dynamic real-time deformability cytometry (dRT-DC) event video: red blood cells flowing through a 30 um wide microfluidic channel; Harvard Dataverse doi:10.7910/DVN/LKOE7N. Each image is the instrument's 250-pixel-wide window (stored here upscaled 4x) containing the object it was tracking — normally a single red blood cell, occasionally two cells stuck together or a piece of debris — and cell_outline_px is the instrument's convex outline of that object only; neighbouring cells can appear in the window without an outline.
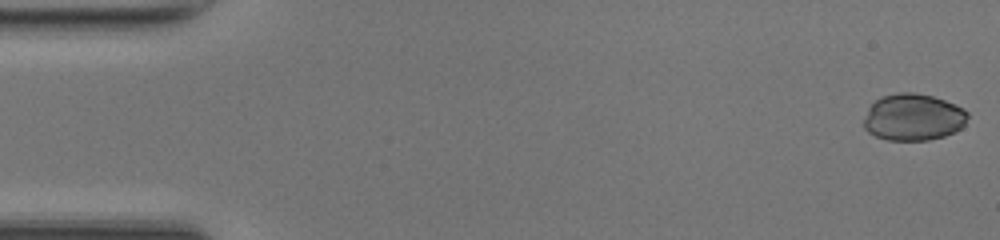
{"species": "common noctule bat (a hibernating species)", "species_latin": "Nyctalus noctula", "temperature_condition": "room temperature", "stored_images_in_passage": 6, "camera_frame_rate_fps": 3000, "um_per_image_px": 0.085, "animal": {"sex": "female", "body_mass_g": 17.0, "forearm_length_mm": 48.0}, "frame": {"image": 1, "passage_image": 1, "time_ms": 0.0, "image_size_px": [1000, 240], "cell_outline_px": [[968, 116], [964, 124], [960, 128], [944, 136], [928, 140], [888, 140], [876, 136], [868, 132], [864, 128], [864, 120], [868, 108], [876, 100], [884, 96], [900, 92], [916, 92], [932, 96], [944, 100], [964, 108], [968, 112]], "centroid_in_image_um": [77.63, 9.96], "position_along_channel_um": 7.4, "area_um2": 28.21}}